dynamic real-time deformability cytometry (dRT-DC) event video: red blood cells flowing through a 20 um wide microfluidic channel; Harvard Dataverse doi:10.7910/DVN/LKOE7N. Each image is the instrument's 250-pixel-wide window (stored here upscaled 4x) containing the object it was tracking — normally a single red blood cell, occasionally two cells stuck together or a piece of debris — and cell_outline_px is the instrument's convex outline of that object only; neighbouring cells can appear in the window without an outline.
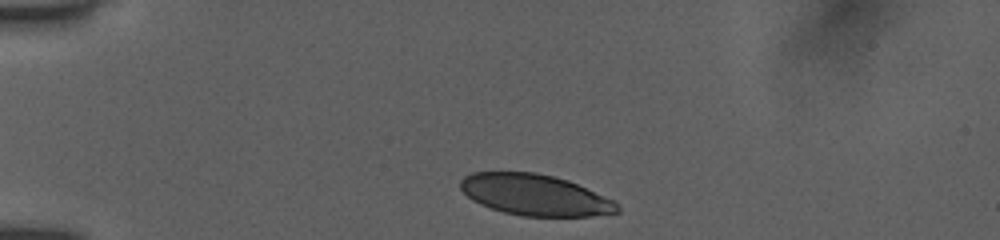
{"species": "human", "species_latin": "Homo sapiens", "temperature_condition": "room temperature", "stored_images_in_passage": 31, "camera_frame_rate_fps": 3000, "um_per_image_px": 0.085, "donor": {"sex": "female"}, "frame": {"image": 1, "passage_image": 1, "time_ms": 0.0, "image_size_px": [1000, 240], "cell_outline_px": [[620, 212], [592, 216], [524, 216], [504, 212], [480, 204], [472, 200], [460, 188], [460, 180], [464, 176], [472, 172], [536, 172], [568, 180], [616, 200], [620, 204]], "centroid_in_image_um": [45.52, 16.57], "position_along_channel_um": 39.5, "area_um2": 37.74}}
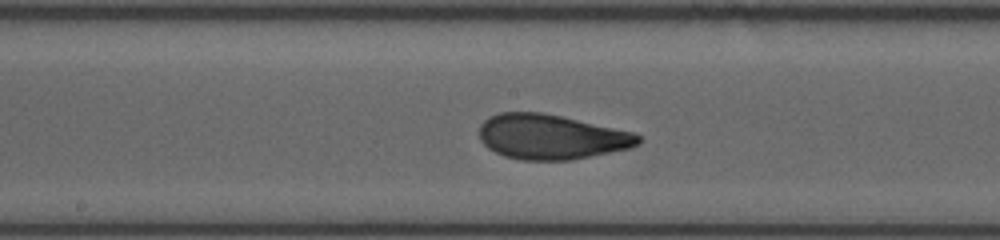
{"frame": {"image": 2, "passage_image": 17, "time_ms": 5.333, "image_size_px": [1000, 240], "cell_outline_px": [[640, 144], [632, 148], [572, 160], [520, 160], [504, 156], [488, 148], [480, 140], [480, 124], [488, 116], [500, 112], [540, 112], [560, 116], [636, 132], [640, 136]], "centroid_in_image_um": [46.87, 11.63], "position_along_channel_um": 201.3, "area_um2": 41.85}}
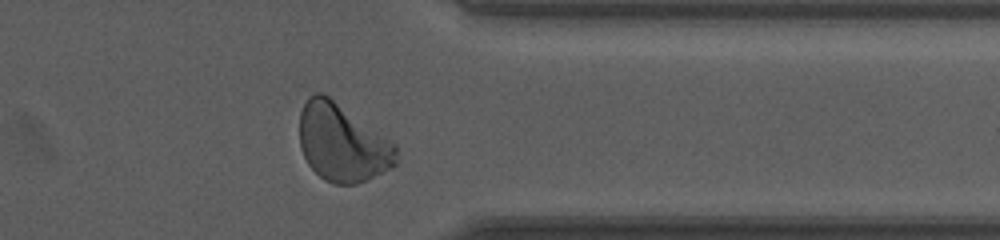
{"frame": {"image": 3, "passage_image": 29, "time_ms": 10.0, "image_size_px": [1000, 240], "cell_outline_px": [[396, 164], [392, 168], [356, 184], [336, 184], [324, 180], [308, 164], [300, 148], [300, 112], [308, 96], [316, 92], [324, 92], [396, 144]], "centroid_in_image_um": [29.08, 12.12], "position_along_channel_um": 382.3, "area_um2": 43.7}, "authors_computed_cell_mechanics": {"area_um2": 41.6738, "velocity_mm_per_s": 3.9659, "shape_relaxation_time_tau1_ms": 3.8617, "shape_relaxation_time_tau2_ms": 0.8647, "deformation_change_tau1": 0.1575, "deformation_change_tau2": 0.0562}}